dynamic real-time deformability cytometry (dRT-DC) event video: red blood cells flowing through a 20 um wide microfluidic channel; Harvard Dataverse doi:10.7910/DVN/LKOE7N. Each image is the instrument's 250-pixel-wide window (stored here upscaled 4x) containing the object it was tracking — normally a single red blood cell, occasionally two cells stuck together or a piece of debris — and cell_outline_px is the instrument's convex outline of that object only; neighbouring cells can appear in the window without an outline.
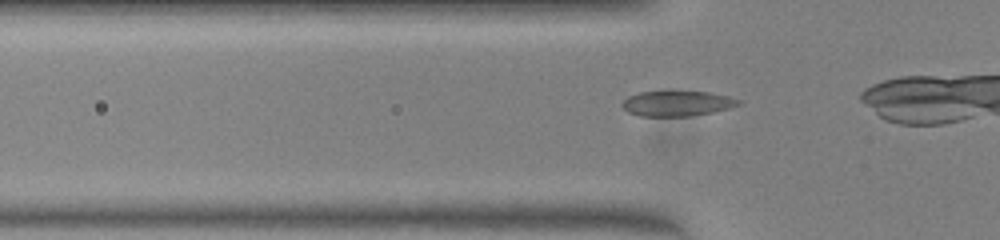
{"species": "common noctule bat (a hibernating species)", "species_latin": "Nyctalus noctula", "temperature_condition": "warm", "stored_images_in_passage": 30, "camera_frame_rate_fps": 3000, "um_per_image_px": 0.085, "animal": {"sex": "female", "body_mass_g": 23.0, "forearm_length_mm": 53.4}, "frame": {"image": 1, "passage_image": 7, "time_ms": 2.0, "image_size_px": [1000, 240], "cell_outline_px": [[740, 104], [728, 108], [712, 112], [688, 116], [640, 116], [628, 112], [620, 104], [628, 96], [640, 92], [708, 92], [728, 96], [740, 100]], "centroid_in_image_um": [57.52, 8.8], "position_along_channel_um": 68.3, "area_um2": 16.82}}
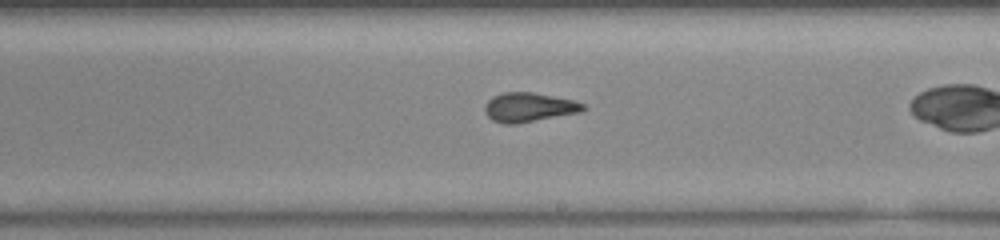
{"frame": {"image": 2, "passage_image": 20, "time_ms": 6.333, "image_size_px": [1000, 240], "cell_outline_px": [[588, 108], [580, 112], [516, 124], [504, 124], [492, 120], [484, 112], [484, 104], [492, 96], [504, 92], [532, 92], [572, 100], [584, 104]], "centroid_in_image_um": [44.92, 9.12], "position_along_channel_um": 244.1, "area_um2": 16.76}}
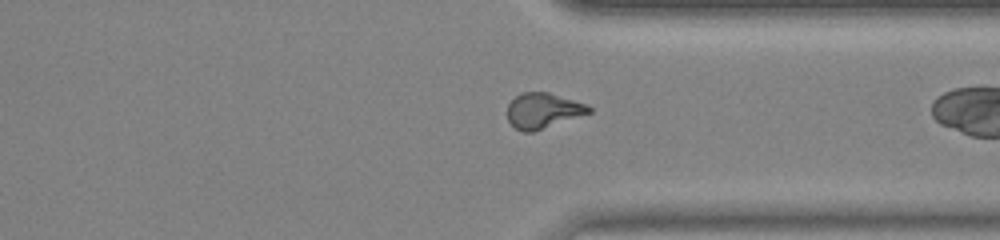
{"frame": {"image": 3, "passage_image": 29, "time_ms": 9.333, "image_size_px": [1000, 240], "cell_outline_px": [[592, 112], [532, 132], [524, 132], [516, 128], [508, 120], [508, 104], [520, 92], [548, 92], [588, 104], [592, 108]], "centroid_in_image_um": [46.17, 9.39], "position_along_channel_um": 365.2, "area_um2": 16.7}}